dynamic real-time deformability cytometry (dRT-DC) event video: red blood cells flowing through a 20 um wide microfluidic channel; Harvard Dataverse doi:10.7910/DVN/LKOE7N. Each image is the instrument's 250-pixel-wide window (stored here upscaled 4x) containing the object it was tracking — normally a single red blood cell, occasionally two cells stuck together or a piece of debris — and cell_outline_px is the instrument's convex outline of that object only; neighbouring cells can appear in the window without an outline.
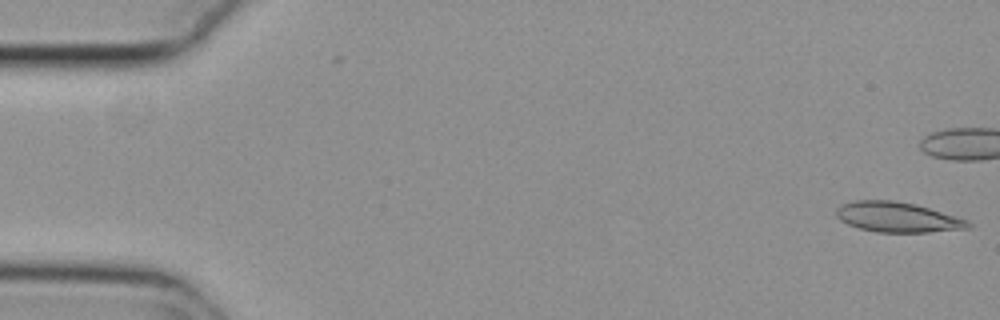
{"species": "common noctule bat (a hibernating species)", "species_latin": "Nyctalus noctula", "temperature_condition": "cold", "stored_images_in_passage": 42, "camera_frame_rate_fps": 3000, "um_per_image_px": 0.085, "animal": {"sex": "female", "body_mass_g": 29.2, "forearm_length_mm": 56.3}, "frame": {"image": 1, "passage_image": 1, "time_ms": 0.0, "image_size_px": [1000, 320], "cell_outline_px": [[972, 228], [928, 232], [876, 232], [860, 228], [848, 224], [840, 220], [836, 216], [836, 208], [840, 204], [852, 200], [892, 200], [916, 204], [968, 220], [972, 224]], "centroid_in_image_um": [76.27, 18.45], "position_along_channel_um": 8.7, "area_um2": 23.24}}
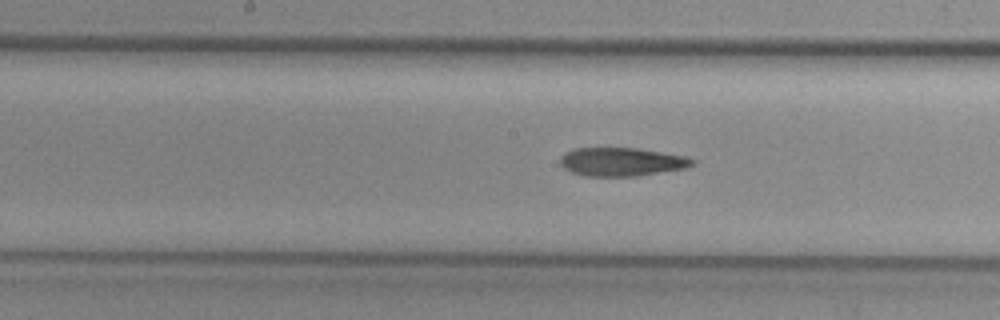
{"frame": {"image": 2, "passage_image": 27, "time_ms": 8.667, "image_size_px": [1000, 320], "cell_outline_px": [[696, 164], [688, 168], [636, 176], [584, 176], [572, 172], [564, 168], [560, 164], [560, 160], [564, 152], [576, 148], [640, 148], [688, 156], [696, 160]], "centroid_in_image_um": [52.9, 13.75], "position_along_channel_um": 195.3, "area_um2": 22.25}}
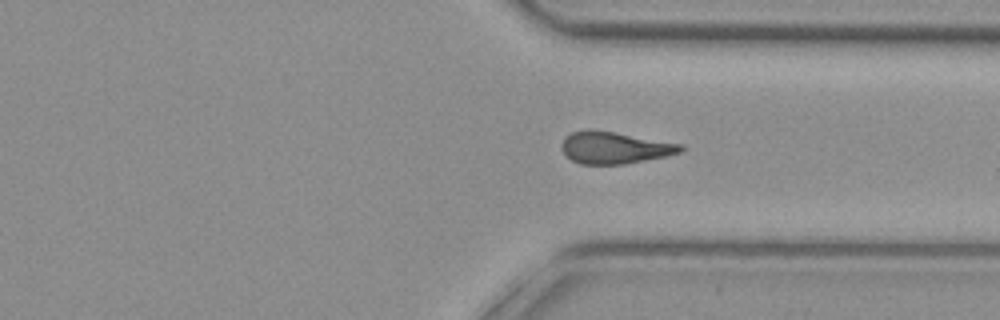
{"frame": {"image": 3, "passage_image": 40, "time_ms": 13.0, "image_size_px": [1000, 320], "cell_outline_px": [[684, 148], [680, 152], [668, 156], [624, 164], [580, 164], [572, 160], [564, 152], [564, 136], [572, 132], [588, 128], [684, 144]], "centroid_in_image_um": [52.28, 12.55], "position_along_channel_um": 359.1, "area_um2": 21.96}}